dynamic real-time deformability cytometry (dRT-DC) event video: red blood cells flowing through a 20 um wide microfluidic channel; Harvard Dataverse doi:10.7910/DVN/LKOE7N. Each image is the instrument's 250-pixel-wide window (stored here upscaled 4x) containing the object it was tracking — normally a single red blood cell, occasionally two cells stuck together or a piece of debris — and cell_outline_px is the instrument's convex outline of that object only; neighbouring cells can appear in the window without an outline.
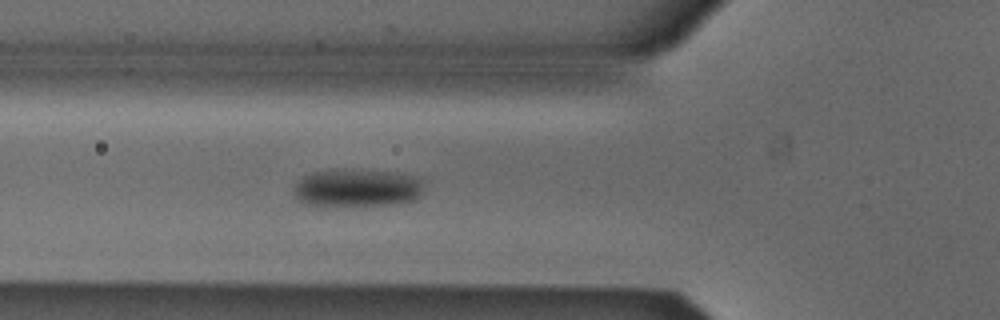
{"species": "Egyptian fruit bat (a non-hibernating species)", "species_latin": "Rousettus aegyptiacus", "temperature_condition": "cold", "stored_images_in_passage": 4, "camera_frame_rate_fps": 3000, "um_per_image_px": 0.085, "animal": {"sex": "male"}, "frame": {"image": 1, "passage_image": 4, "time_ms": 1.0, "image_size_px": [1000, 320], "cell_outline_px": [[420, 196], [412, 200], [396, 204], [328, 208], [316, 208], [300, 200], [296, 196], [296, 184], [304, 176], [316, 172], [388, 172], [408, 176], [420, 180]], "centroid_in_image_um": [30.29, 16.08], "position_along_channel_um": 95.5, "area_um2": 27.8}}